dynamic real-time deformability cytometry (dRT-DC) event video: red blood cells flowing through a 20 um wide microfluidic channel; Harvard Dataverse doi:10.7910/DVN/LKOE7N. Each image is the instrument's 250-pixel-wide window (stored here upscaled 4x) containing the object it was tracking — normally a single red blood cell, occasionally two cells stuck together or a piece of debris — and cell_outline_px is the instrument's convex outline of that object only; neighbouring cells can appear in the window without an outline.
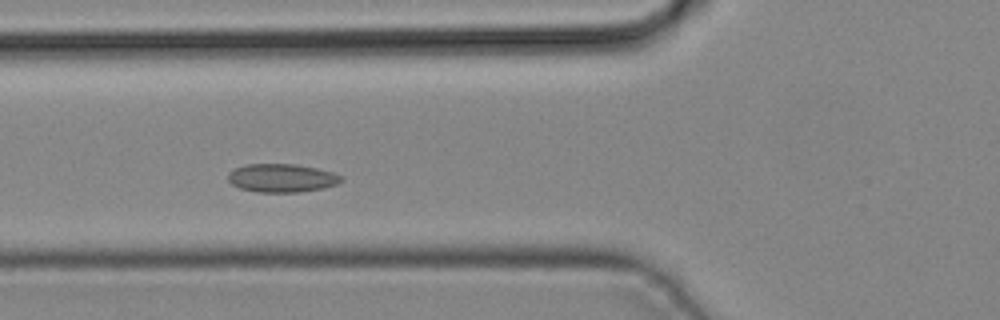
{"species": "common noctule bat (a hibernating species)", "species_latin": "Nyctalus noctula", "temperature_condition": "cold", "stored_images_in_passage": 39, "camera_frame_rate_fps": 3000, "um_per_image_px": 0.085, "animal": {"sex": "male", "body_mass_g": 19.2, "forearm_length_mm": 51.8}, "frame": {"image": 1, "passage_image": 11, "time_ms": 3.333, "image_size_px": [1000, 320], "cell_outline_px": [[344, 180], [336, 184], [324, 188], [300, 192], [256, 192], [240, 188], [232, 184], [228, 180], [228, 172], [236, 168], [248, 164], [296, 164], [316, 168], [332, 172], [344, 176]], "centroid_in_image_um": [23.97, 15.13], "position_along_channel_um": 101.8, "area_um2": 18.79}}
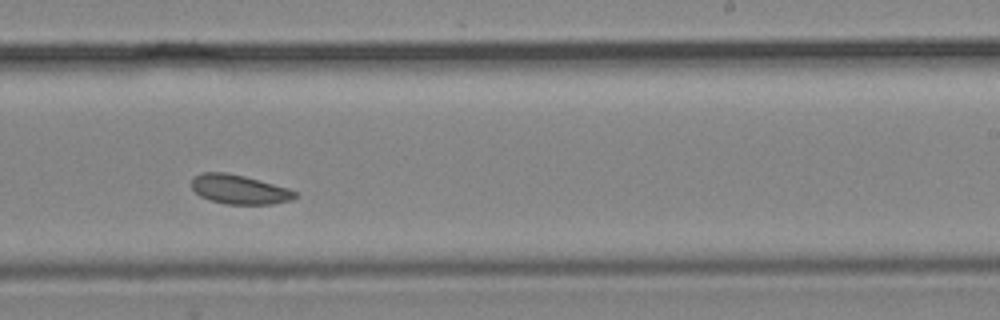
{"frame": {"image": 2, "passage_image": 22, "time_ms": 7.0, "image_size_px": [1000, 320], "cell_outline_px": [[296, 196], [292, 200], [272, 204], [224, 204], [200, 196], [192, 188], [192, 176], [200, 172], [224, 172], [244, 176], [288, 188], [296, 192]], "centroid_in_image_um": [20.31, 16.09], "position_along_channel_um": 268.7, "area_um2": 17.57}}
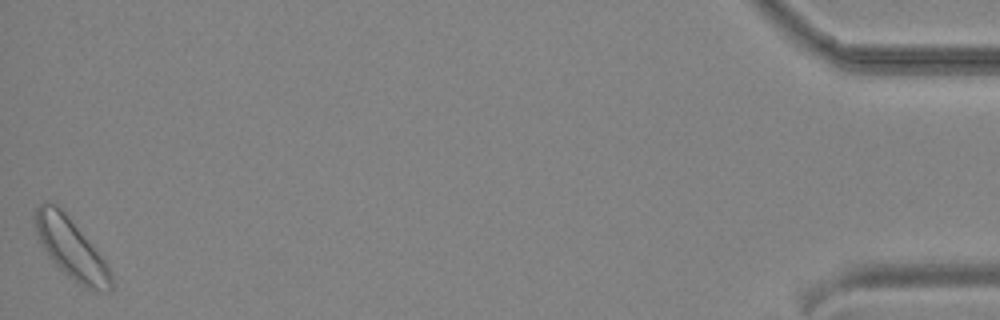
{"frame": {"image": 3, "passage_image": 39, "time_ms": 12.667, "image_size_px": [1000, 320], "cell_outline_px": [[112, 288], [108, 292], [92, 292], [68, 276], [56, 264], [44, 248], [40, 240], [36, 228], [36, 208], [44, 200], [56, 204], [64, 212], [108, 264], [112, 276]], "centroid_in_image_um": [6.09, 21.17], "position_along_channel_um": 429.1, "area_um2": 26.01}}